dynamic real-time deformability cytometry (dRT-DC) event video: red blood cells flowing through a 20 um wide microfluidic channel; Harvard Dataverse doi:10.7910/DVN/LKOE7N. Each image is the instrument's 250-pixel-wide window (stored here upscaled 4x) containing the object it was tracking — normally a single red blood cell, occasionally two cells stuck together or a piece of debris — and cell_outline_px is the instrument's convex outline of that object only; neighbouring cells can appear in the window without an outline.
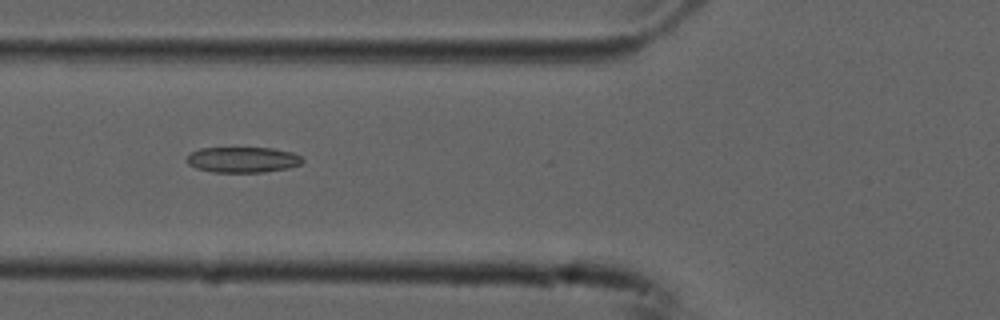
{"species": "common noctule bat (a hibernating species)", "species_latin": "Nyctalus noctula", "temperature_condition": "cold", "stored_images_in_passage": 7, "camera_frame_rate_fps": 3000, "um_per_image_px": 0.085, "animal": {"sex": "male", "forearm_length_mm": 52.5}, "frame": {"image": 1, "passage_image": 6, "time_ms": 1.667, "image_size_px": [1000, 320], "cell_outline_px": [[304, 160], [300, 164], [288, 168], [264, 172], [212, 172], [196, 168], [188, 164], [188, 156], [192, 152], [200, 148], [272, 148], [292, 152], [300, 156]], "centroid_in_image_um": [20.64, 13.58], "position_along_channel_um": 105.2, "area_um2": 17.17}}
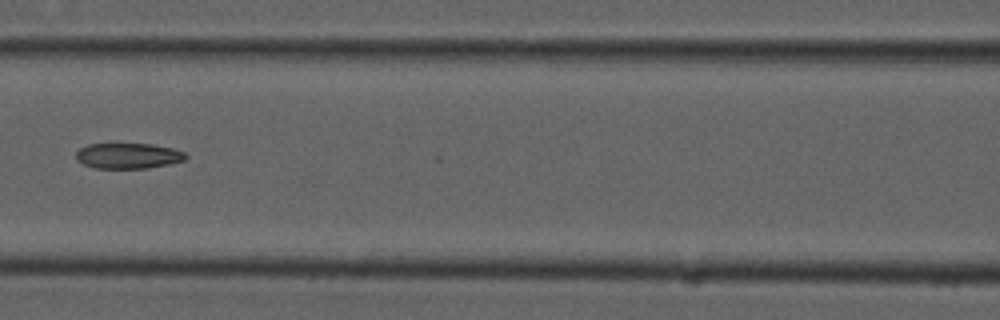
{"frame": {"image": 2, "passage_image": 7, "time_ms": 2.0, "image_size_px": [1000, 320], "cell_outline_px": [[188, 156], [184, 160], [168, 164], [148, 168], [96, 168], [84, 164], [76, 160], [76, 152], [80, 148], [88, 144], [152, 144], [172, 148], [184, 152]], "centroid_in_image_um": [10.89, 13.24], "position_along_channel_um": 155.7, "area_um2": 16.24}}